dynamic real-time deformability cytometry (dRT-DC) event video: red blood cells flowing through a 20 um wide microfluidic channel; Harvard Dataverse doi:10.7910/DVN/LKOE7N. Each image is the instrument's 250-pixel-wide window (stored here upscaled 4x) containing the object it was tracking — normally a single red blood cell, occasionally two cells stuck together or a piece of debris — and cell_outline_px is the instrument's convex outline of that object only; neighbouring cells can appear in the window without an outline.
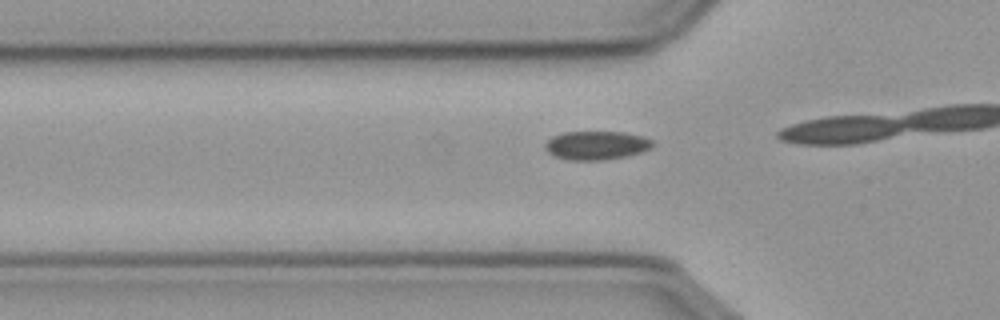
{"species": "common noctule bat (a hibernating species)", "species_latin": "Nyctalus noctula", "temperature_condition": "cold", "stored_images_in_passage": 12, "camera_frame_rate_fps": 3000, "um_per_image_px": 0.085, "animal": {"sex": "male", "body_mass_g": 23.1, "forearm_length_mm": 52.7}, "frame": {"image": 1, "passage_image": 9, "time_ms": 2.667, "image_size_px": [1000, 320], "cell_outline_px": [[656, 144], [652, 148], [640, 152], [624, 156], [600, 160], [568, 160], [556, 156], [548, 152], [544, 148], [544, 144], [552, 136], [564, 132], [624, 132], [644, 136], [652, 140]], "centroid_in_image_um": [50.71, 12.34], "position_along_channel_um": 75.1, "area_um2": 17.98}}